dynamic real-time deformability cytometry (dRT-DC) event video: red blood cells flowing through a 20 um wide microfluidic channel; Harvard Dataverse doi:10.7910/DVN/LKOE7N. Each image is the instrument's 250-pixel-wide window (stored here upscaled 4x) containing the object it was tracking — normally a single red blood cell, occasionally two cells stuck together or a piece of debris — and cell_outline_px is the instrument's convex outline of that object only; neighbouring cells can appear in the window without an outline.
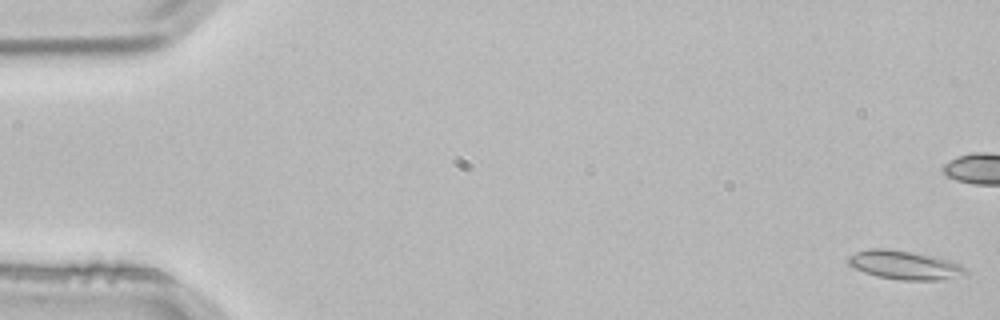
{"species": "common noctule bat (a hibernating species)", "species_latin": "Nyctalus noctula", "temperature_condition": "room temperature", "stored_images_in_passage": 4, "camera_frame_rate_fps": 3000, "um_per_image_px": 0.085, "animal": {"sex": "male", "body_mass_g": 21.5, "forearm_length_mm": 52.0}, "frame": {"image": 1, "passage_image": 1, "time_ms": 0.0, "image_size_px": [1000, 320], "cell_outline_px": [[968, 272], [944, 280], [900, 280], [876, 276], [864, 272], [848, 264], [848, 256], [856, 252], [868, 248], [884, 248], [912, 252], [932, 256], [948, 260], [960, 264]], "centroid_in_image_um": [76.85, 22.53], "position_along_channel_um": 8.2, "area_um2": 19.48}}